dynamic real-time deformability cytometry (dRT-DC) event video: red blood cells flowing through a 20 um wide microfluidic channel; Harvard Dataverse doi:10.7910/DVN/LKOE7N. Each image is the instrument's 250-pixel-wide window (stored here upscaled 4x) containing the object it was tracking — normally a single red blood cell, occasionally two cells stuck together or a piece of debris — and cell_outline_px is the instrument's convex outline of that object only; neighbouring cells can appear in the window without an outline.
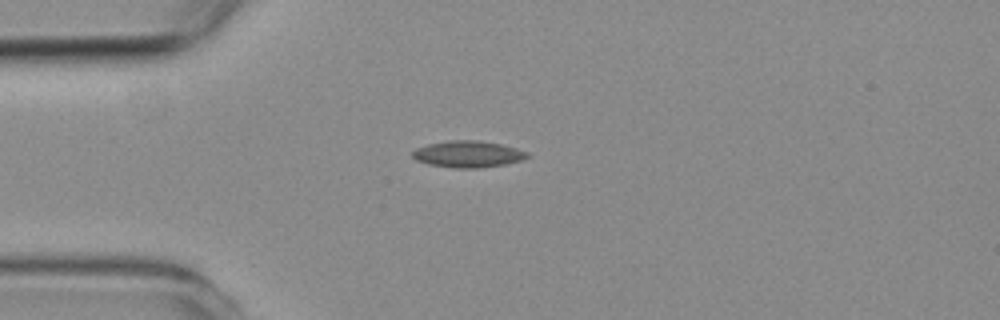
{"species": "common noctule bat (a hibernating species)", "species_latin": "Nyctalus noctula", "temperature_condition": "room temperature", "stored_images_in_passage": 5, "camera_frame_rate_fps": 3000, "um_per_image_px": 0.085, "animal": {"sex": "female", "body_mass_g": 19.3, "forearm_length_mm": 54.1}, "frame": {"image": 1, "passage_image": 4, "time_ms": 3.667, "image_size_px": [1000, 320], "cell_outline_px": [[532, 156], [524, 160], [504, 164], [480, 168], [456, 168], [428, 164], [416, 160], [412, 156], [412, 152], [416, 148], [428, 144], [448, 140], [476, 140], [500, 144], [516, 148], [528, 152]], "centroid_in_image_um": [39.8, 13.1], "position_along_channel_um": 45.2, "area_um2": 17.86}}